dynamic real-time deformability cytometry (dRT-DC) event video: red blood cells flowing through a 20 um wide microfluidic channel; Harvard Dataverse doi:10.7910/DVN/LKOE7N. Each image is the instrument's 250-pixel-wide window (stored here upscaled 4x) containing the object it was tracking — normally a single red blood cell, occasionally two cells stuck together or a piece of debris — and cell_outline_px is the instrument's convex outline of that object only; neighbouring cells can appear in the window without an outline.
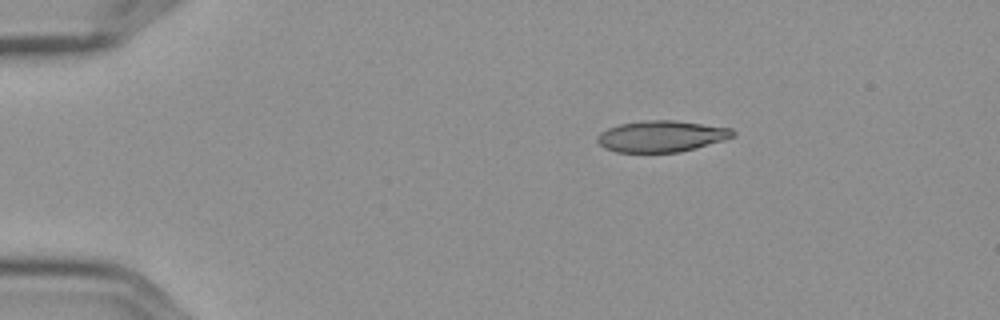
{"species": "Egyptian fruit bat (a non-hibernating species)", "species_latin": "Rousettus aegyptiacus", "temperature_condition": "cold", "stored_images_in_passage": 3, "camera_frame_rate_fps": 3000, "um_per_image_px": 0.085, "frame": {"image": 1, "passage_image": 1, "time_ms": 0.0, "image_size_px": [1000, 320], "cell_outline_px": [[736, 136], [724, 140], [680, 152], [616, 152], [604, 148], [596, 140], [596, 136], [600, 132], [608, 128], [620, 124], [644, 120], [672, 120], [732, 128], [736, 132]], "centroid_in_image_um": [56.21, 11.58], "position_along_channel_um": 28.8, "area_um2": 24.74}}